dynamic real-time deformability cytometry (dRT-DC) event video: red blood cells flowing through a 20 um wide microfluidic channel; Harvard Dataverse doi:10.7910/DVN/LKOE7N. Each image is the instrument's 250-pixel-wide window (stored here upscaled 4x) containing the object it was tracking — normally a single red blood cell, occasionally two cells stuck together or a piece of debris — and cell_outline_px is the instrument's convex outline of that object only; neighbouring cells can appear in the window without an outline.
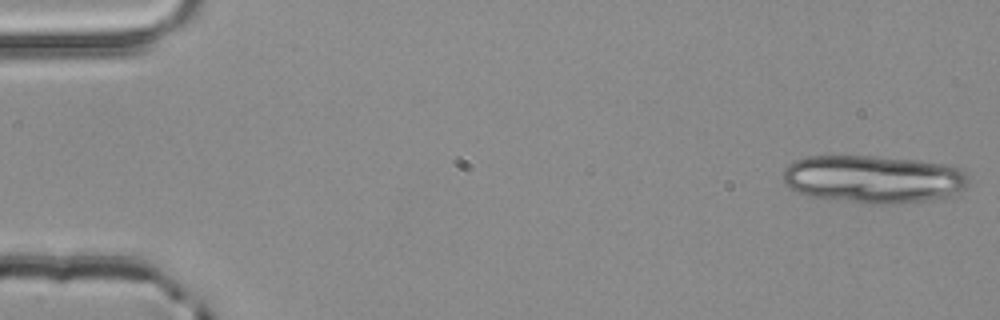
{"species": "common noctule bat (a hibernating species)", "species_latin": "Nyctalus noctula", "temperature_condition": "room temperature", "stored_images_in_passage": 3, "camera_frame_rate_fps": 3000, "um_per_image_px": 0.085, "animal": {"sex": "male", "body_mass_g": 20.4}, "frame": {"image": 1, "passage_image": 1, "time_ms": 0.0, "image_size_px": [1000, 320], "cell_outline_px": [[968, 184], [964, 188], [952, 196], [944, 200], [888, 204], [868, 204], [812, 196], [800, 192], [784, 184], [784, 168], [788, 164], [796, 160], [808, 156], [872, 156], [916, 160], [944, 164], [960, 168], [968, 172]], "centroid_in_image_um": [74.33, 15.23], "position_along_channel_um": 10.7, "area_um2": 52.14}}